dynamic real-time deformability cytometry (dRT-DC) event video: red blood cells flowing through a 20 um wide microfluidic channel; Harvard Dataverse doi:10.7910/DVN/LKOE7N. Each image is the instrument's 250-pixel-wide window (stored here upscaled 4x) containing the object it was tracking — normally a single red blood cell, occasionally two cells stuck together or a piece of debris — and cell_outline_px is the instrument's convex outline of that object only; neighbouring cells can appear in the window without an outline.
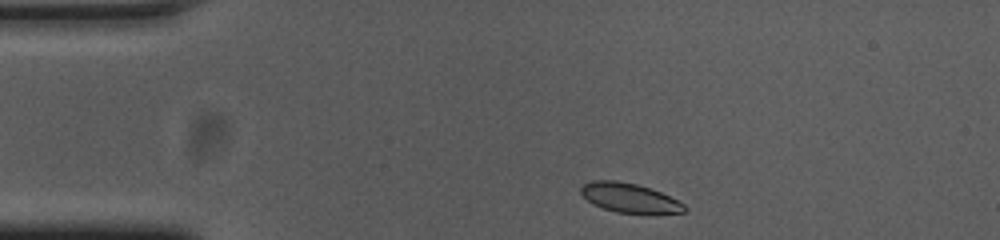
{"species": "common noctule bat (a hibernating species)", "species_latin": "Nyctalus noctula", "temperature_condition": "cold", "stored_images_in_passage": 46, "camera_frame_rate_fps": 3000, "um_per_image_px": 0.085, "animal": {"sex": "female", "body_mass_g": 23.0, "forearm_length_mm": 53.4}, "frame": {"image": 1, "passage_image": 1, "time_ms": 0.0, "image_size_px": [1000, 240], "cell_outline_px": [[688, 208], [684, 212], [616, 212], [604, 208], [588, 200], [580, 192], [580, 188], [584, 184], [592, 180], [616, 180], [636, 184], [660, 192], [684, 204]], "centroid_in_image_um": [53.47, 16.79], "position_along_channel_um": 31.5, "area_um2": 17.05}}
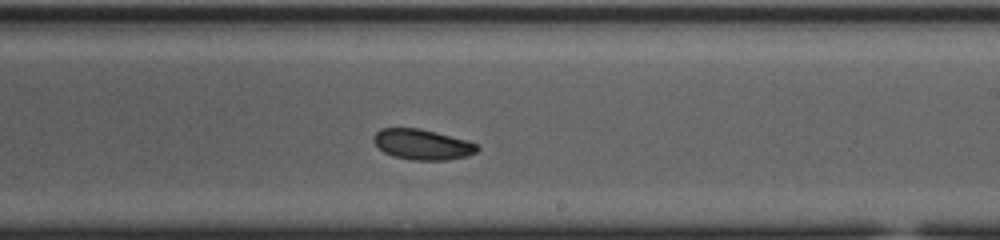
{"frame": {"image": 2, "passage_image": 23, "time_ms": 7.333, "image_size_px": [1000, 240], "cell_outline_px": [[480, 148], [476, 152], [468, 156], [448, 160], [412, 160], [392, 156], [384, 152], [372, 140], [372, 136], [380, 128], [420, 128], [468, 140], [476, 144]], "centroid_in_image_um": [35.9, 12.28], "position_along_channel_um": 253.1, "area_um2": 18.55}}
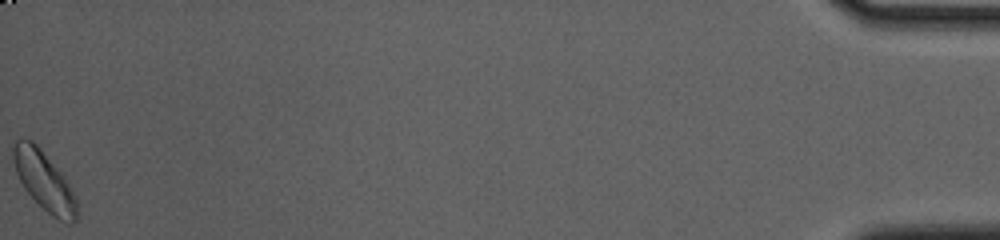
{"frame": {"image": 3, "passage_image": 46, "time_ms": 15.0, "image_size_px": [1000, 240], "cell_outline_px": [[76, 220], [72, 224], [68, 224], [52, 216], [24, 188], [16, 172], [12, 156], [12, 148], [16, 140], [20, 136], [24, 136], [32, 140], [40, 148], [64, 176], [76, 200]], "centroid_in_image_um": [3.72, 15.33], "position_along_channel_um": 431.5, "area_um2": 21.56}, "authors_computed_cell_mechanics": {"area_um2": 18.8428, "velocity_mm_per_s": 3.674, "shape_relaxation_time_tau1_ms": 1.8112, "shape_relaxation_time_tau2_ms": 2.5363, "deformation_change_tau1": 0.0918, "deformation_change_tau2": 0.0509}}